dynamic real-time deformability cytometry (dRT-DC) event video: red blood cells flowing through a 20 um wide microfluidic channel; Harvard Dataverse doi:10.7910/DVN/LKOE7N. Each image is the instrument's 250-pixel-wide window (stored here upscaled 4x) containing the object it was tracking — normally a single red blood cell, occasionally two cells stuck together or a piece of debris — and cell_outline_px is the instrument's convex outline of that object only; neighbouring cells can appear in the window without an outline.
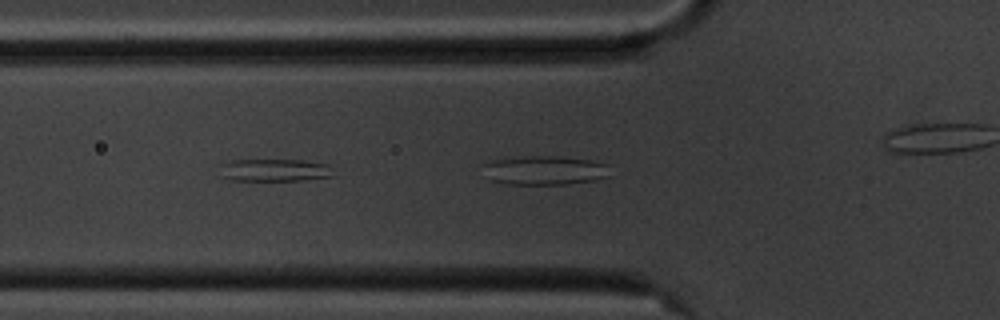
{"species": "common noctule bat (a hibernating species)", "species_latin": "Nyctalus noctula", "temperature_condition": "cold", "stored_images_in_passage": 25, "camera_frame_rate_fps": 3000, "um_per_image_px": 0.085, "animal": {"sex": "male", "body_mass_g": 20.1, "forearm_length_mm": 53.5}, "frame": {"image": 1, "passage_image": 18, "time_ms": 5.667, "image_size_px": [1000, 320], "cell_outline_px": [[332, 176], [304, 180], [232, 180], [224, 176], [220, 164], [232, 160], [304, 160], [328, 164]], "centroid_in_image_um": [23.35, 14.45], "position_along_channel_um": 102.5, "area_um2": 14.57}}